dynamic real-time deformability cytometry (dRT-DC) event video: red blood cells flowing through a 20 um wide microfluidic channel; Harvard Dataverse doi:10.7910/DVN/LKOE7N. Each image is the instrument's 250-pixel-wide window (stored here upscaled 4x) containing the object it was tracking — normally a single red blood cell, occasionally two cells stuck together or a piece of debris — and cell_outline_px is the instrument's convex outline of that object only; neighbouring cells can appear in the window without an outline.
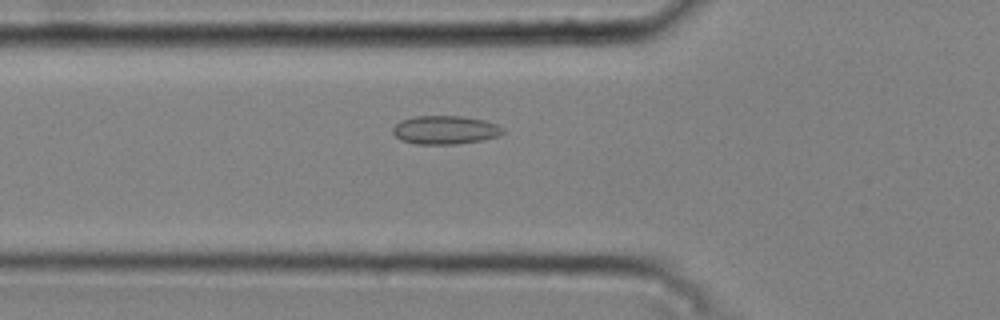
{"species": "common noctule bat (a hibernating species)", "species_latin": "Nyctalus noctula", "temperature_condition": "cold", "stored_images_in_passage": 46, "camera_frame_rate_fps": 3000, "um_per_image_px": 0.085, "animal": {"sex": "male", "body_mass_g": 20.4}, "frame": {"image": 1, "passage_image": 18, "time_ms": 5.667, "image_size_px": [1000, 320], "cell_outline_px": [[504, 132], [496, 136], [484, 140], [456, 144], [416, 144], [400, 140], [392, 132], [392, 128], [400, 120], [412, 116], [460, 116], [484, 120], [496, 124], [504, 128]], "centroid_in_image_um": [37.81, 11.04], "position_along_channel_um": 88.0, "area_um2": 18.38}}
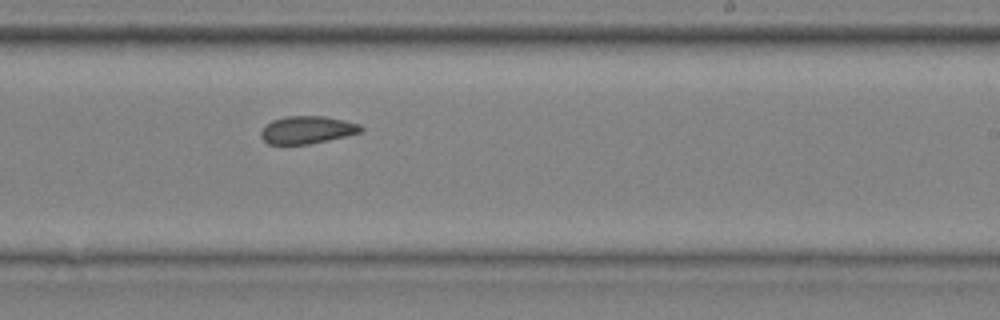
{"frame": {"image": 2, "passage_image": 32, "time_ms": 10.333, "image_size_px": [1000, 320], "cell_outline_px": [[364, 128], [360, 132], [328, 140], [308, 144], [268, 144], [260, 136], [260, 132], [264, 124], [272, 120], [284, 116], [324, 116], [360, 124]], "centroid_in_image_um": [26.05, 11.03], "position_along_channel_um": 262.9, "area_um2": 16.07}}
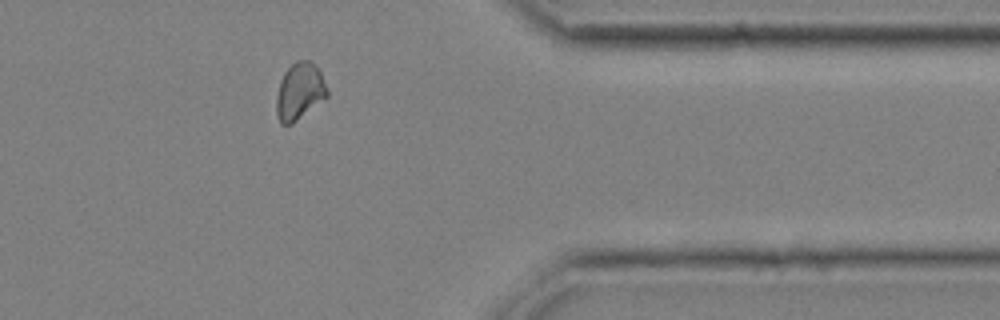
{"frame": {"image": 3, "passage_image": 43, "time_ms": 14.0, "image_size_px": [1000, 320], "cell_outline_px": [[328, 96], [292, 124], [280, 124], [276, 116], [276, 96], [280, 80], [284, 72], [296, 60], [308, 60], [316, 64], [320, 72], [328, 92]], "centroid_in_image_um": [25.44, 7.77], "position_along_channel_um": 386.0, "area_um2": 16.88}, "authors_computed_cell_mechanics": {"area_um2": 17.1088, "velocity_mm_per_s": 3.7465, "shape_relaxation_time_tau1_ms": null, "shape_relaxation_time_tau2_ms": 1.9739, "deformation_change_tau1": null, "deformation_change_tau2": 0.0646}}